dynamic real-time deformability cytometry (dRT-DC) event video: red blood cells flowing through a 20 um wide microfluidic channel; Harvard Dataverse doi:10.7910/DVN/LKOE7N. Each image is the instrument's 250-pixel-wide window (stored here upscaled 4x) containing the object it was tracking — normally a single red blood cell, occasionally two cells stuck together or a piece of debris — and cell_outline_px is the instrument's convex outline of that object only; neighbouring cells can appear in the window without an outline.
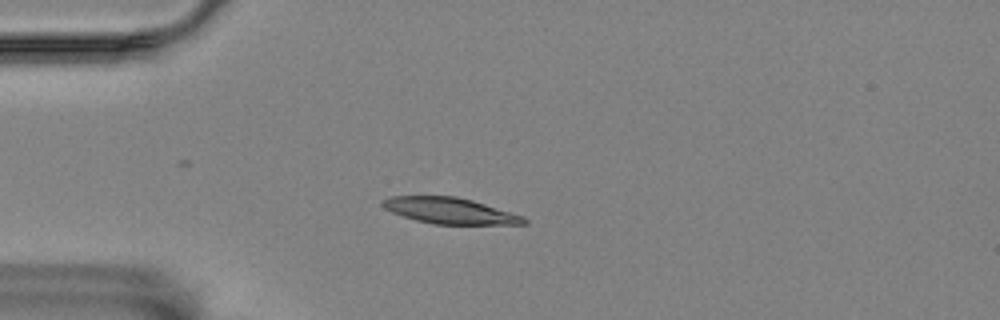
{"species": "Egyptian fruit bat (a non-hibernating species)", "species_latin": "Rousettus aegyptiacus", "temperature_condition": "room temperature", "stored_images_in_passage": 6, "camera_frame_rate_fps": 3000, "um_per_image_px": 0.085, "animal": {"sex": "female"}, "frame": {"image": 1, "passage_image": 5, "time_ms": 4.333, "image_size_px": [1000, 320], "cell_outline_px": [[528, 224], [432, 224], [416, 220], [392, 212], [384, 208], [380, 204], [380, 200], [388, 196], [456, 196], [472, 200], [524, 216], [528, 220]], "centroid_in_image_um": [38.22, 17.9], "position_along_channel_um": 46.8, "area_um2": 21.5}}